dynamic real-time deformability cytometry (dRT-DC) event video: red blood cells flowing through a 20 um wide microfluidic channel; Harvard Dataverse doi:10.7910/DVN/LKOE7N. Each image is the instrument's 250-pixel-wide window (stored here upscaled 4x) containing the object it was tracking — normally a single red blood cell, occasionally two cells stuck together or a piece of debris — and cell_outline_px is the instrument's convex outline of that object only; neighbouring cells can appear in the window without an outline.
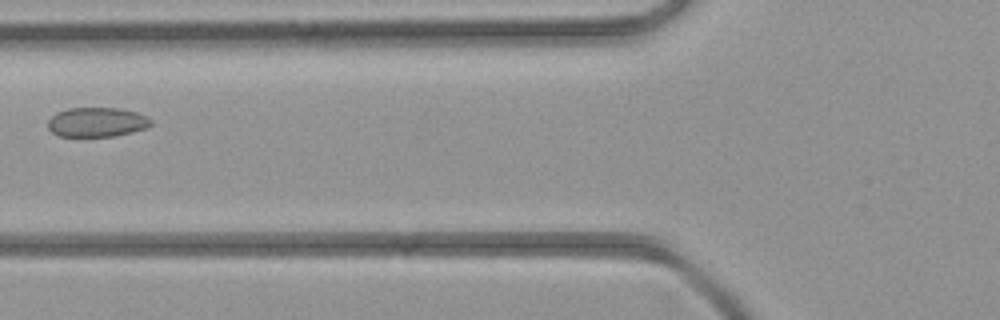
{"species": "common noctule bat (a hibernating species)", "species_latin": "Nyctalus noctula", "temperature_condition": "room temperature", "stored_images_in_passage": 3, "camera_frame_rate_fps": 3000, "um_per_image_px": 0.085, "animal": {"sex": "female", "body_mass_g": 21.9}, "frame": {"image": 1, "passage_image": 3, "time_ms": 2.333, "image_size_px": [1000, 320], "cell_outline_px": [[152, 124], [148, 128], [132, 132], [112, 136], [60, 136], [52, 132], [48, 128], [48, 120], [56, 112], [68, 108], [120, 108], [136, 112], [148, 116], [152, 120]], "centroid_in_image_um": [8.26, 10.37], "position_along_channel_um": 117.5, "area_um2": 17.8}}